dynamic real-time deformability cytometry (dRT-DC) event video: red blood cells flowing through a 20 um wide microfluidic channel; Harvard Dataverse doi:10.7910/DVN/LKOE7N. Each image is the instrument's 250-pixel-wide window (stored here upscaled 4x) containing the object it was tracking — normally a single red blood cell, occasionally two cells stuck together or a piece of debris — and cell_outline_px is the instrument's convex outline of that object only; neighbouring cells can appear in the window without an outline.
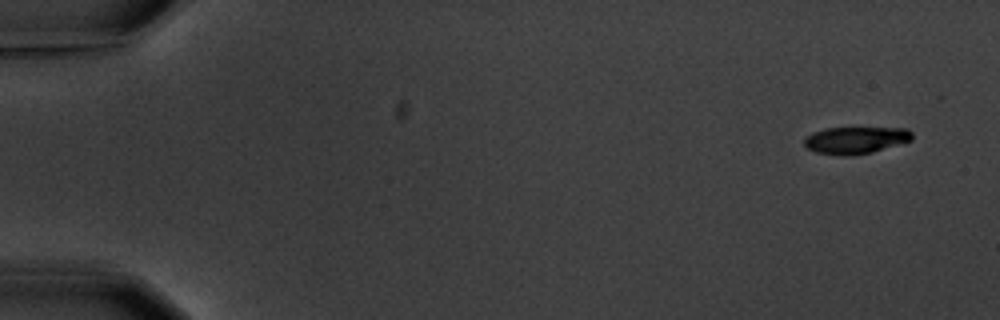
{"species": "common noctule bat (a hibernating species)", "species_latin": "Nyctalus noctula", "temperature_condition": "warm", "stored_images_in_passage": 14, "camera_frame_rate_fps": 3000, "um_per_image_px": 0.085, "animal": {"sex": "male", "body_mass_g": 20.1, "forearm_length_mm": 53.5}, "frame": {"image": 1, "passage_image": 1, "time_ms": 0.0, "image_size_px": [1000, 320], "cell_outline_px": [[912, 140], [872, 152], [848, 156], [816, 152], [808, 148], [804, 144], [804, 136], [812, 132], [824, 128], [908, 128], [912, 132]], "centroid_in_image_um": [72.71, 11.9], "position_along_channel_um": 12.3, "area_um2": 16.94}}
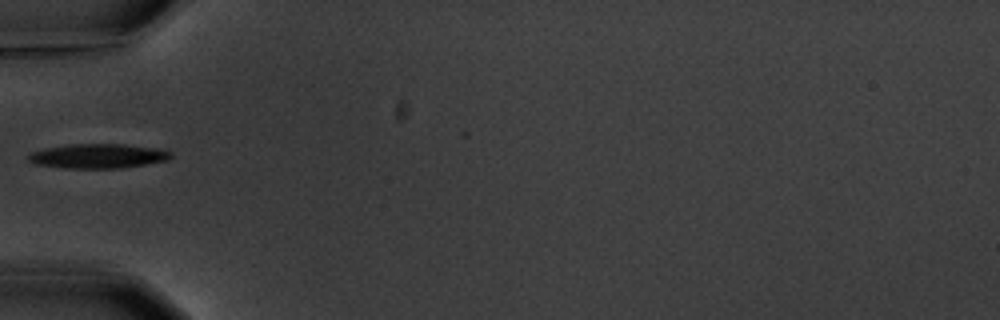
{"frame": {"image": 2, "passage_image": 5, "time_ms": 5.667, "image_size_px": [1000, 320], "cell_outline_px": [[172, 156], [168, 160], [120, 168], [64, 168], [36, 164], [28, 160], [28, 152], [44, 148], [72, 144], [124, 144], [160, 148], [172, 152]], "centroid_in_image_um": [8.32, 13.25], "position_along_channel_um": 76.7, "area_um2": 20.4}}
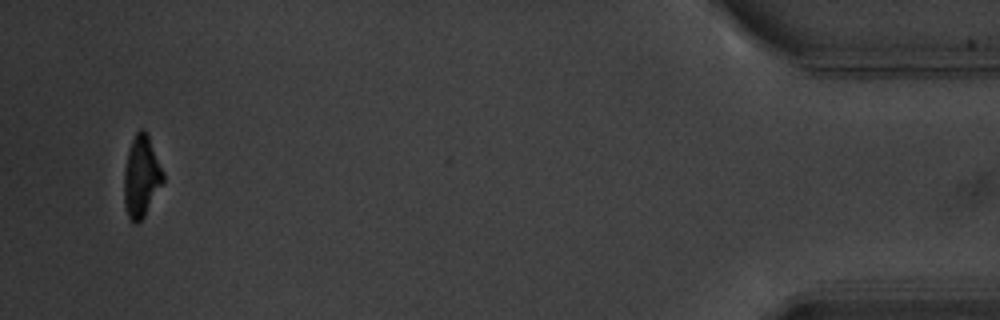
{"frame": {"image": 3, "passage_image": 14, "time_ms": 17.333, "image_size_px": [1000, 320], "cell_outline_px": [[164, 180], [144, 216], [136, 224], [128, 216], [124, 204], [124, 172], [128, 152], [132, 140], [136, 132], [140, 128], [144, 128], [148, 132], [164, 172]], "centroid_in_image_um": [12.03, 14.94], "position_along_channel_um": 423.2, "area_um2": 18.5}, "authors_computed_cell_mechanics": {"area_um2": 19.4786, "velocity_mm_per_s": 3.6037, "shape_relaxation_time_tau1_ms": 3.7039, "shape_relaxation_time_tau2_ms": 8.8346, "deformation_change_tau1": 0.179, "deformation_change_tau2": 0.1828}}